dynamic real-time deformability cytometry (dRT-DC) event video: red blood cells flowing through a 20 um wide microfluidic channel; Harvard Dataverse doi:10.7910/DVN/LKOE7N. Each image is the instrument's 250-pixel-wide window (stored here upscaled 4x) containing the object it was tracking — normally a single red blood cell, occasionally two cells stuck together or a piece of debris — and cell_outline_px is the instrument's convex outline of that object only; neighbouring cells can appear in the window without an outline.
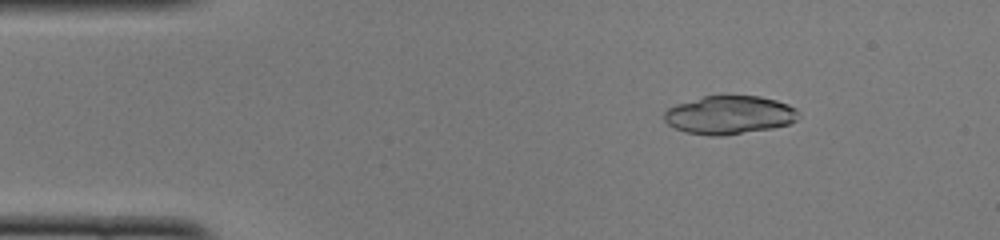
{"species": "common noctule bat (a hibernating species)", "species_latin": "Nyctalus noctula", "temperature_condition": "cold", "stored_images_in_passage": 49, "camera_frame_rate_fps": 3000, "um_per_image_px": 0.085, "animal": {"sex": "female", "body_mass_g": 22.0, "forearm_length_mm": 56.7}, "frame": {"image": 1, "passage_image": 7, "time_ms": 2.0, "image_size_px": [1000, 240], "cell_outline_px": [[800, 116], [796, 120], [788, 124], [772, 128], [724, 136], [708, 136], [684, 132], [668, 124], [664, 120], [664, 112], [668, 108], [676, 104], [704, 96], [724, 92], [760, 96], [776, 100], [788, 104], [796, 108], [800, 112]], "centroid_in_image_um": [62.0, 9.73], "position_along_channel_um": 23.0, "area_um2": 31.04}}